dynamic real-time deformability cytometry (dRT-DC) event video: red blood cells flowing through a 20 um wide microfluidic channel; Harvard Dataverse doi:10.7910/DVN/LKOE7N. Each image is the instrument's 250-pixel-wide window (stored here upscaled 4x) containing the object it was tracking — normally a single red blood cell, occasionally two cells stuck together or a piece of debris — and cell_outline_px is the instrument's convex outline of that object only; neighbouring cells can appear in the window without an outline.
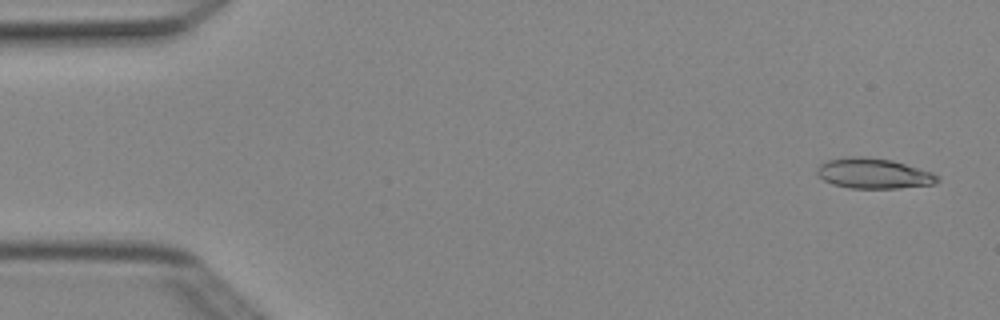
{"species": "Egyptian fruit bat (a non-hibernating species)", "species_latin": "Rousettus aegyptiacus", "temperature_condition": "cold", "stored_images_in_passage": 6, "camera_frame_rate_fps": 3000, "um_per_image_px": 0.085, "animal": {"sex": "female"}, "frame": {"image": 1, "passage_image": 1, "time_ms": 0.0, "image_size_px": [1000, 320], "cell_outline_px": [[940, 180], [936, 184], [900, 188], [848, 188], [832, 184], [824, 180], [816, 172], [816, 168], [820, 164], [828, 160], [848, 156], [864, 156], [892, 160], [932, 172]], "centroid_in_image_um": [74.24, 14.74], "position_along_channel_um": 10.8, "area_um2": 21.33}}
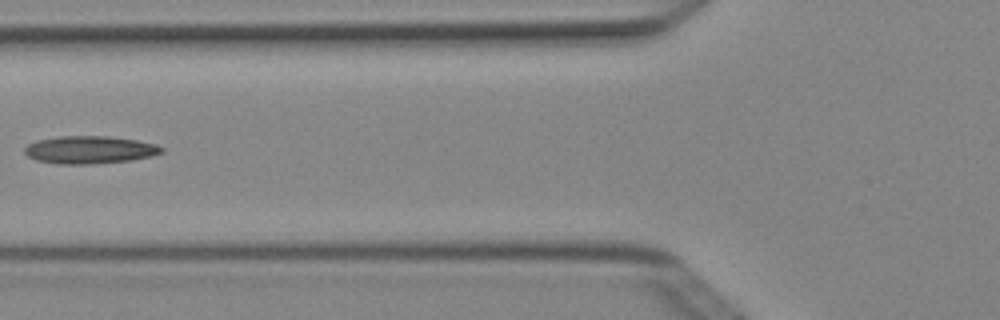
{"frame": {"image": 2, "passage_image": 5, "time_ms": 1.333, "image_size_px": [1000, 320], "cell_outline_px": [[164, 152], [152, 156], [132, 160], [92, 164], [60, 164], [36, 160], [28, 156], [24, 152], [24, 148], [28, 144], [36, 140], [60, 136], [108, 136], [136, 140], [156, 144], [164, 148]], "centroid_in_image_um": [7.63, 12.73], "position_along_channel_um": 118.2, "area_um2": 22.2}}
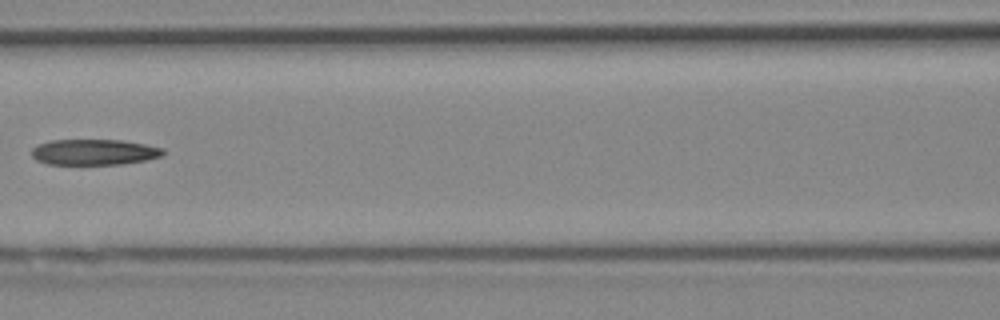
{"frame": {"image": 3, "passage_image": 6, "time_ms": 1.667, "image_size_px": [1000, 320], "cell_outline_px": [[164, 152], [160, 156], [144, 160], [120, 164], [48, 164], [36, 160], [32, 156], [32, 148], [36, 144], [52, 140], [120, 140], [144, 144], [164, 148]], "centroid_in_image_um": [7.95, 12.92], "position_along_channel_um": 158.6, "area_um2": 19.59}}